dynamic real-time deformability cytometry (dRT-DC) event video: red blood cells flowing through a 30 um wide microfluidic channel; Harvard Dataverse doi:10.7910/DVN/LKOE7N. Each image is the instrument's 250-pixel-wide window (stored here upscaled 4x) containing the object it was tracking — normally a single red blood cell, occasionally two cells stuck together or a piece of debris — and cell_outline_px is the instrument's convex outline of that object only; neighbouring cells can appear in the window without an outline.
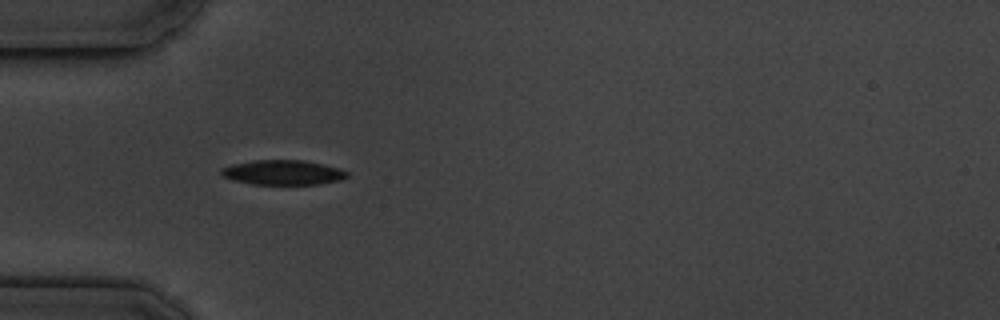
{"species": "common noctule bat (a hibernating species)", "species_latin": "Nyctalus noctula", "temperature_condition": "cold", "stored_images_in_passage": 2, "camera_frame_rate_fps": 3000, "um_per_image_px": 0.085, "animal": {"sex": "male", "body_mass_g": 19.5, "forearm_length_mm": 54.6}, "frame": {"image": 1, "passage_image": 1, "time_ms": 0.0, "image_size_px": [1000, 320], "cell_outline_px": [[348, 176], [340, 180], [320, 184], [252, 184], [236, 180], [224, 176], [220, 172], [220, 168], [232, 164], [252, 160], [304, 160], [324, 164], [340, 168], [348, 172]], "centroid_in_image_um": [24.08, 14.65], "position_along_channel_um": 60.9, "area_um2": 18.15}}